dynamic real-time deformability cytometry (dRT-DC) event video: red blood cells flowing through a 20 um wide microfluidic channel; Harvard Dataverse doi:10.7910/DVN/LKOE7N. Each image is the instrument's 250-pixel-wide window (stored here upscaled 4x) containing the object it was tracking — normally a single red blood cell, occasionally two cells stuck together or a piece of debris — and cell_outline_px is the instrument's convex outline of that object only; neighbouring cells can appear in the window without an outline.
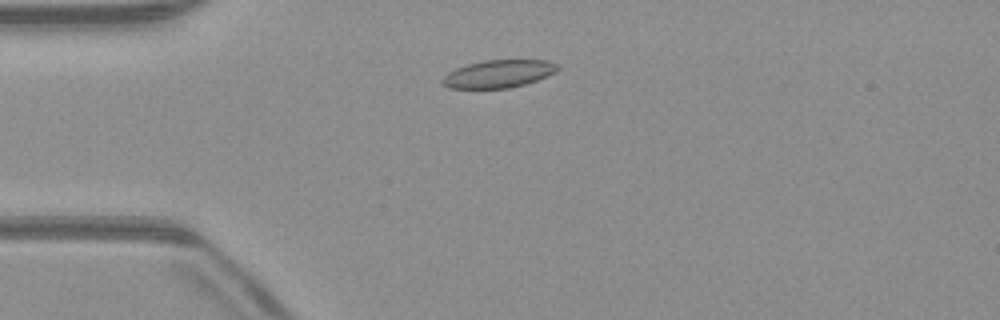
{"species": "common noctule bat (a hibernating species)", "species_latin": "Nyctalus noctula", "temperature_condition": "warm", "stored_images_in_passage": 41, "camera_frame_rate_fps": 3000, "um_per_image_px": 0.085, "animal": {"sex": "male", "body_mass_g": 23.1, "forearm_length_mm": 52.7}, "frame": {"image": 1, "passage_image": 2, "time_ms": 0.333, "image_size_px": [1000, 320], "cell_outline_px": [[560, 68], [556, 72], [536, 80], [524, 84], [508, 88], [448, 88], [440, 84], [440, 80], [448, 72], [456, 68], [468, 64], [484, 60], [548, 60], [560, 64]], "centroid_in_image_um": [42.37, 6.27], "position_along_channel_um": 42.6, "area_um2": 18.73}}
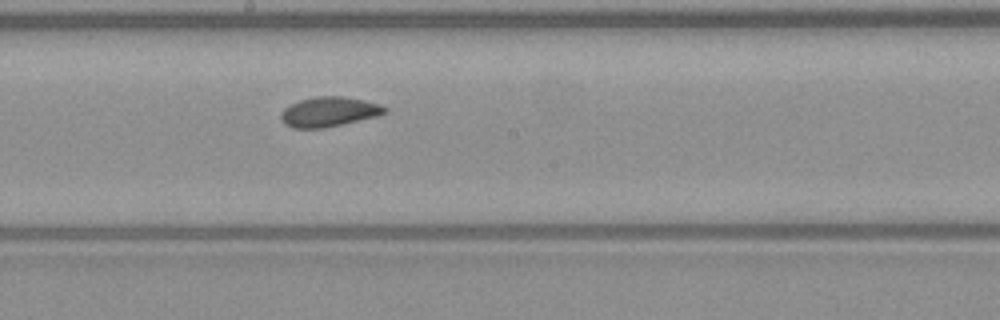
{"frame": {"image": 2, "passage_image": 17, "time_ms": 5.333, "image_size_px": [1000, 320], "cell_outline_px": [[388, 112], [380, 116], [324, 128], [292, 128], [284, 124], [280, 116], [280, 112], [288, 104], [300, 100], [316, 96], [340, 96], [364, 100], [380, 104], [388, 108]], "centroid_in_image_um": [27.97, 9.5], "position_along_channel_um": 220.2, "area_um2": 18.32}}
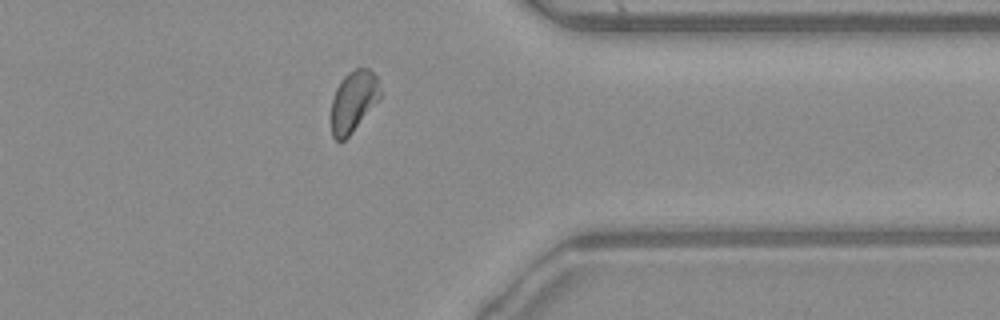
{"frame": {"image": 3, "passage_image": 30, "time_ms": 9.667, "image_size_px": [1000, 320], "cell_outline_px": [[380, 100], [352, 132], [344, 140], [336, 140], [332, 136], [332, 100], [336, 88], [340, 80], [348, 72], [356, 68], [368, 68], [376, 76], [380, 92]], "centroid_in_image_um": [30.05, 8.6], "position_along_channel_um": 381.4, "area_um2": 17.34}, "authors_computed_cell_mechanics": {"area_um2": 18.0914, "velocity_mm_per_s": 3.975, "shape_relaxation_time_tau1_ms": 9.1168, "shape_relaxation_time_tau2_ms": 1.593, "deformation_change_tau1": 0.1391, "deformation_change_tau2": 0.0623}}